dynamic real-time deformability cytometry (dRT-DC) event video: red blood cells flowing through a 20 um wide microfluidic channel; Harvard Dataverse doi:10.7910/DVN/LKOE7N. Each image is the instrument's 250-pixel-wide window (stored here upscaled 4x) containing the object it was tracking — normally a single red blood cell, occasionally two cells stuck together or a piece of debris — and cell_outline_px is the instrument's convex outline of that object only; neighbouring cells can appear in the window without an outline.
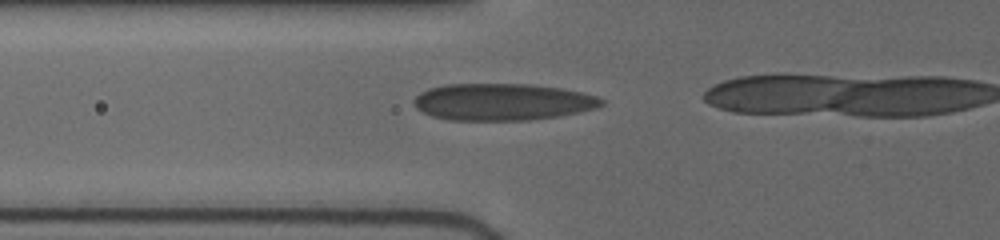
{"species": "human", "species_latin": "Homo sapiens", "temperature_condition": "cold", "stored_images_in_passage": 15, "camera_frame_rate_fps": 3000, "um_per_image_px": 0.085, "donor": {"sex": "female"}, "frame": {"image": 1, "passage_image": 13, "time_ms": 4.333, "image_size_px": [1000, 240], "cell_outline_px": [[604, 104], [596, 108], [580, 112], [560, 116], [528, 120], [448, 120], [432, 116], [416, 108], [412, 100], [420, 92], [428, 88], [444, 84], [532, 84], [560, 88], [580, 92], [596, 96], [604, 100]], "centroid_in_image_um": [42.69, 8.66], "position_along_channel_um": 83.1, "area_um2": 40.52}}